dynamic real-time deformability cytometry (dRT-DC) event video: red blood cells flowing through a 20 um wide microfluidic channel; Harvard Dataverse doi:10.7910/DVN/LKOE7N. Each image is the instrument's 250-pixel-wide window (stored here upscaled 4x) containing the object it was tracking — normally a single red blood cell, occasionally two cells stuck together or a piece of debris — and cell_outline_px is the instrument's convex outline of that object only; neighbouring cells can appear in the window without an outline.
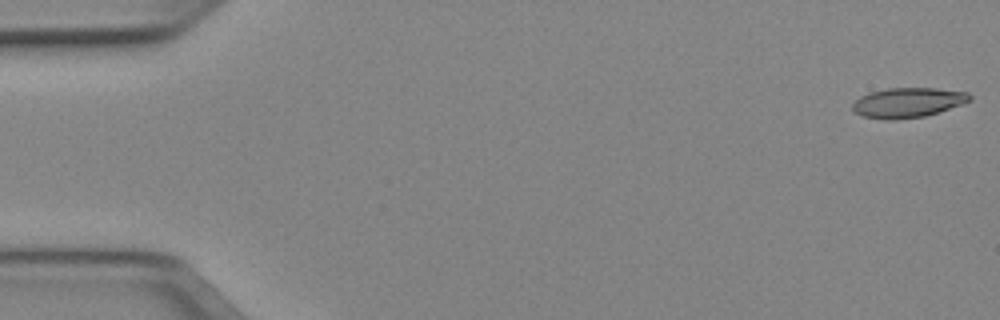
{"species": "Egyptian fruit bat (a non-hibernating species)", "species_latin": "Rousettus aegyptiacus", "temperature_condition": "cold", "stored_images_in_passage": 14, "camera_frame_rate_fps": 3000, "um_per_image_px": 0.085, "animal": {"sex": "female"}, "frame": {"image": 1, "passage_image": 1, "time_ms": 0.0, "image_size_px": [1000, 320], "cell_outline_px": [[972, 100], [964, 104], [924, 116], [892, 120], [888, 120], [860, 116], [852, 112], [852, 104], [860, 96], [868, 92], [888, 88], [936, 88], [968, 92], [972, 96]], "centroid_in_image_um": [77.15, 8.72], "position_along_channel_um": 7.9, "area_um2": 20.63}}